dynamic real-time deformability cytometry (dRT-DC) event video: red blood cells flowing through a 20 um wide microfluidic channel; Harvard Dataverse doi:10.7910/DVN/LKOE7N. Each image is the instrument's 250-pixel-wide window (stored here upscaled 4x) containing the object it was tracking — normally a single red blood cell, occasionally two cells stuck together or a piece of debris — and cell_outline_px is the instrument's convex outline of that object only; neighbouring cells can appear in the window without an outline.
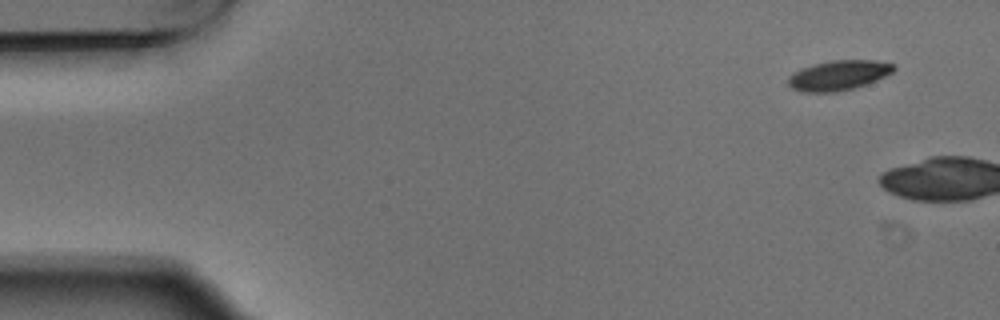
{"species": "Egyptian fruit bat (a non-hibernating species)", "species_latin": "Rousettus aegyptiacus", "temperature_condition": "warm", "stored_images_in_passage": 4, "camera_frame_rate_fps": 3000, "um_per_image_px": 0.085, "animal": {"sex": "male"}, "frame": {"image": 1, "passage_image": 4, "time_ms": 1.0, "image_size_px": [1000, 320], "cell_outline_px": [[896, 68], [892, 72], [876, 80], [852, 88], [836, 92], [800, 92], [792, 88], [788, 84], [788, 76], [792, 72], [800, 68], [812, 64], [832, 60], [876, 60], [896, 64]], "centroid_in_image_um": [71.24, 6.39], "position_along_channel_um": 13.8, "area_um2": 18.5}}